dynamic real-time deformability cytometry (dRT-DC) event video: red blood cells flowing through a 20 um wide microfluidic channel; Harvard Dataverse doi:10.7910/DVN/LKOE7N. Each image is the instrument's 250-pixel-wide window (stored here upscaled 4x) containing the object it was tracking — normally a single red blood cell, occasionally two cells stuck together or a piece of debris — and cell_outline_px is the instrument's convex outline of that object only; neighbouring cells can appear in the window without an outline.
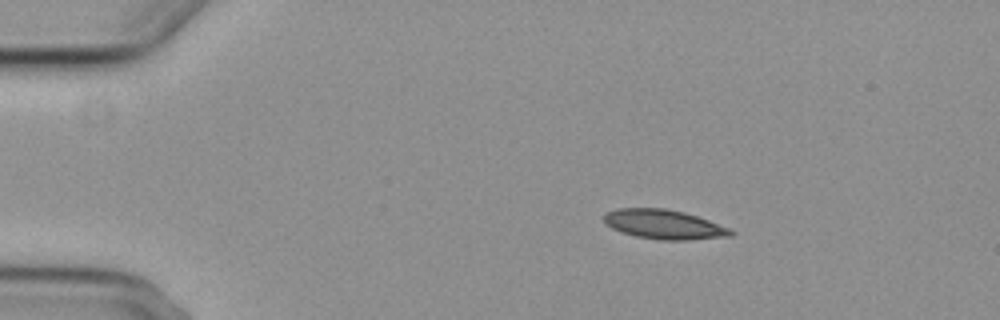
{"species": "common noctule bat (a hibernating species)", "species_latin": "Nyctalus noctula", "temperature_condition": "cold", "stored_images_in_passage": 4, "camera_frame_rate_fps": 3000, "um_per_image_px": 0.085, "animal": {"sex": "female", "body_mass_g": 29.2, "forearm_length_mm": 56.3}, "frame": {"image": 1, "passage_image": 2, "time_ms": 1.0, "image_size_px": [1000, 320], "cell_outline_px": [[736, 232], [732, 236], [688, 240], [660, 240], [636, 236], [620, 232], [604, 224], [604, 212], [616, 208], [664, 208], [684, 212], [708, 220], [728, 228]], "centroid_in_image_um": [56.39, 19.07], "position_along_channel_um": 28.6, "area_um2": 21.85}}
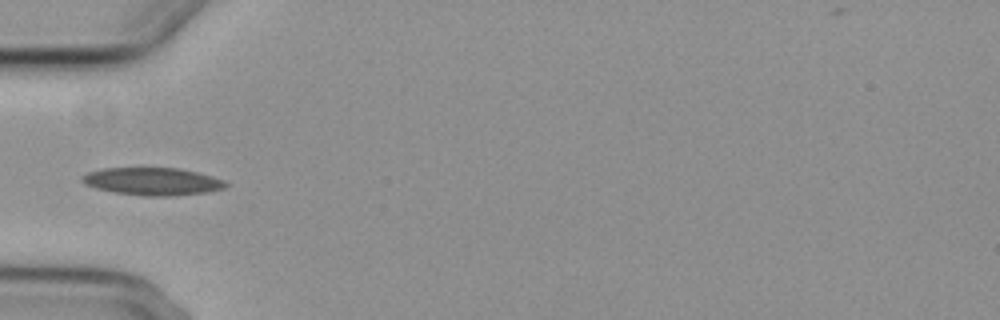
{"frame": {"image": 2, "passage_image": 4, "time_ms": 4.0, "image_size_px": [1000, 320], "cell_outline_px": [[232, 184], [224, 188], [208, 192], [168, 196], [144, 196], [116, 192], [96, 188], [84, 184], [80, 180], [80, 176], [88, 172], [104, 168], [180, 168], [212, 176], [224, 180]], "centroid_in_image_um": [12.98, 15.42], "position_along_channel_um": 72.0, "area_um2": 23.18}}